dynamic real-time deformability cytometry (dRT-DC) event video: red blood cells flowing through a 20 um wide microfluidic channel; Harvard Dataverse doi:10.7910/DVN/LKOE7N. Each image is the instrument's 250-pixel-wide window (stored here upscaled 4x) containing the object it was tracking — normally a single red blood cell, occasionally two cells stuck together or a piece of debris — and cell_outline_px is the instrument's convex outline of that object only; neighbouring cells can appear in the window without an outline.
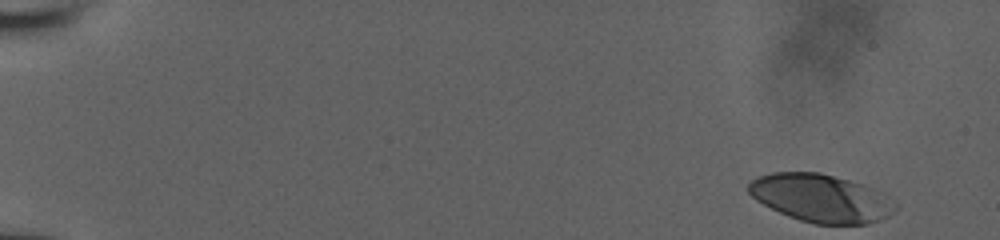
{"species": "human", "species_latin": "Homo sapiens", "temperature_condition": "room temperature", "stored_images_in_passage": 18, "camera_frame_rate_fps": 3000, "um_per_image_px": 0.085, "donor": {"sex": "male"}, "frame": {"image": 1, "passage_image": 1, "time_ms": 0.0, "image_size_px": [1000, 240], "cell_outline_px": [[900, 204], [888, 216], [880, 220], [868, 224], [816, 224], [800, 220], [788, 216], [756, 200], [748, 192], [748, 184], [752, 180], [760, 176], [772, 172], [820, 172], [864, 184], [884, 192]], "centroid_in_image_um": [69.85, 16.84], "position_along_channel_um": 15.2, "area_um2": 41.27}}
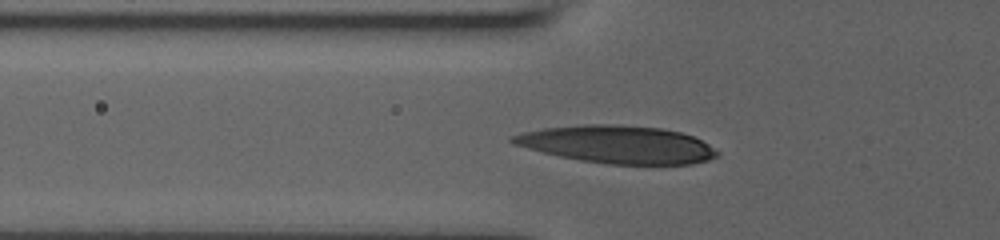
{"frame": {"image": 2, "passage_image": 16, "time_ms": 6.0, "image_size_px": [1000, 240], "cell_outline_px": [[720, 152], [716, 156], [708, 160], [692, 164], [608, 164], [580, 160], [560, 156], [512, 144], [508, 140], [508, 136], [524, 132], [544, 128], [584, 124], [612, 124], [660, 128], [680, 132], [692, 136], [708, 144]], "centroid_in_image_um": [52.46, 12.27], "position_along_channel_um": 73.3, "area_um2": 44.68}}
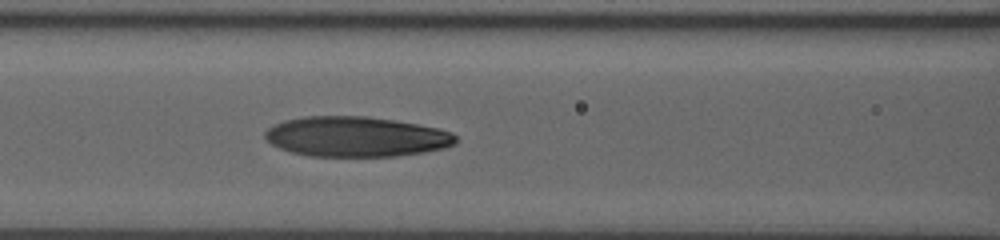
{"frame": {"image": 3, "passage_image": 18, "time_ms": 7.667, "image_size_px": [1000, 240], "cell_outline_px": [[456, 144], [444, 148], [424, 152], [396, 156], [312, 156], [292, 152], [280, 148], [272, 144], [264, 136], [264, 132], [268, 128], [284, 120], [304, 116], [368, 116], [416, 124], [436, 128], [452, 132], [456, 136]], "centroid_in_image_um": [30.26, 11.61], "position_along_channel_um": 136.3, "area_um2": 44.45}}